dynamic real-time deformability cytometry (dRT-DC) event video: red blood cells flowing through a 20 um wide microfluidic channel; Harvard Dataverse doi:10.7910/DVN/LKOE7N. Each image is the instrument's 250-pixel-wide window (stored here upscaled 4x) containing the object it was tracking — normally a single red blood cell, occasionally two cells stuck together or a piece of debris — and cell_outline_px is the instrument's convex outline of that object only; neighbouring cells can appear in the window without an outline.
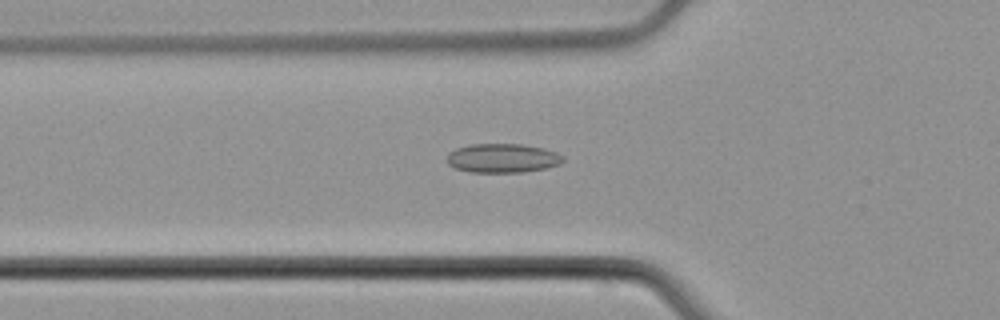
{"species": "common noctule bat (a hibernating species)", "species_latin": "Nyctalus noctula", "temperature_condition": "cold", "stored_images_in_passage": 54, "camera_frame_rate_fps": 3000, "um_per_image_px": 0.085, "animal": {"sex": "male", "body_mass_g": 21.5, "forearm_length_mm": 52.0}, "frame": {"image": 1, "passage_image": 19, "time_ms": 6.0, "image_size_px": [1000, 320], "cell_outline_px": [[564, 160], [560, 164], [544, 168], [520, 172], [468, 172], [456, 168], [448, 164], [448, 152], [456, 148], [468, 144], [524, 144], [544, 148], [556, 152], [564, 156]], "centroid_in_image_um": [42.71, 13.43], "position_along_channel_um": 83.1, "area_um2": 19.71}}
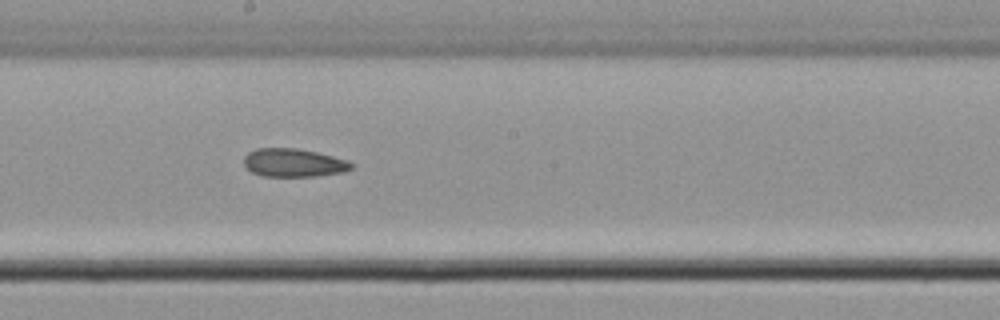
{"frame": {"image": 2, "passage_image": 30, "time_ms": 9.667, "image_size_px": [1000, 320], "cell_outline_px": [[356, 164], [352, 168], [344, 172], [316, 176], [264, 176], [252, 172], [244, 164], [244, 156], [248, 152], [256, 148], [296, 148], [316, 152], [348, 160]], "centroid_in_image_um": [24.98, 13.83], "position_along_channel_um": 223.2, "area_um2": 17.74}}
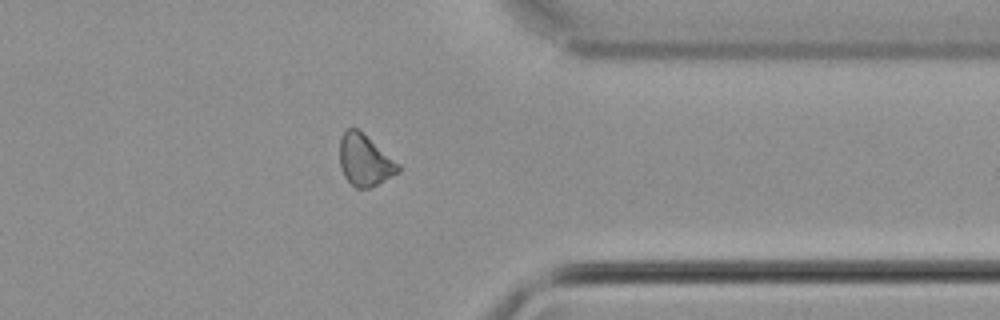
{"frame": {"image": 3, "passage_image": 43, "time_ms": 14.0, "image_size_px": [1000, 320], "cell_outline_px": [[400, 172], [368, 188], [356, 188], [344, 176], [340, 168], [340, 136], [348, 128], [356, 128], [400, 164]], "centroid_in_image_um": [30.99, 13.63], "position_along_channel_um": 380.4, "area_um2": 17.22}}